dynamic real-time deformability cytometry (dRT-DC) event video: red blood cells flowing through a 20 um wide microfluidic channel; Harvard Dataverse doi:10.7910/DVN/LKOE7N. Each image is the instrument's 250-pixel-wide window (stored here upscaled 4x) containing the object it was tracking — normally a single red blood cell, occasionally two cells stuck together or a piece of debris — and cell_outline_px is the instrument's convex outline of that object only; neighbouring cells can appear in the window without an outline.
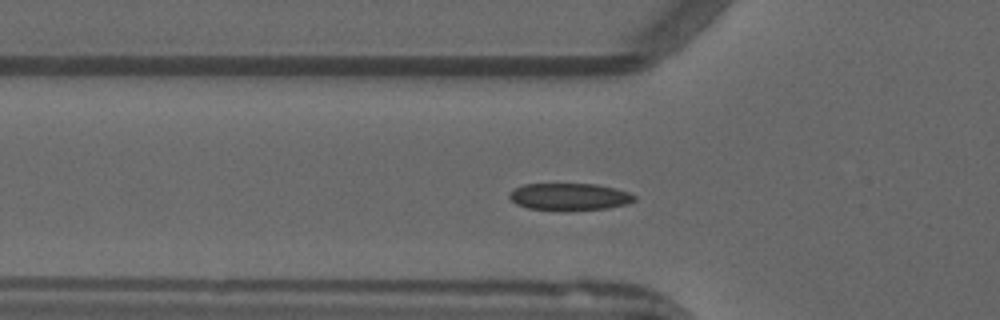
{"species": "common noctule bat (a hibernating species)", "species_latin": "Nyctalus noctula", "temperature_condition": "warm", "stored_images_in_passage": 50, "segment_of_instrument_passage": [1, 2], "camera_frame_rate_fps": 3000, "um_per_image_px": 0.085, "animal": {"sex": "male", "forearm_length_mm": 52.5}, "frame": {"image": 1, "passage_image": 14, "time_ms": 4.333, "image_size_px": [1000, 320], "cell_outline_px": [[636, 200], [628, 204], [608, 208], [564, 212], [528, 208], [516, 204], [508, 196], [508, 192], [524, 184], [596, 184], [616, 188], [628, 192], [636, 196]], "centroid_in_image_um": [48.41, 16.74], "position_along_channel_um": 77.4, "area_um2": 20.23}}
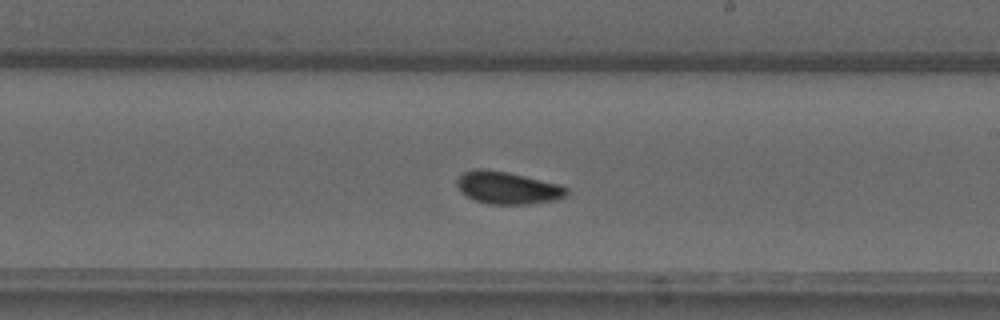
{"frame": {"image": 2, "passage_image": 27, "time_ms": 8.667, "image_size_px": [1000, 320], "cell_outline_px": [[568, 196], [552, 200], [528, 204], [488, 204], [476, 200], [460, 192], [456, 184], [456, 180], [464, 172], [476, 168], [484, 168], [508, 172], [560, 184], [568, 188]], "centroid_in_image_um": [43.14, 15.95], "position_along_channel_um": 245.9, "area_um2": 20.75}}
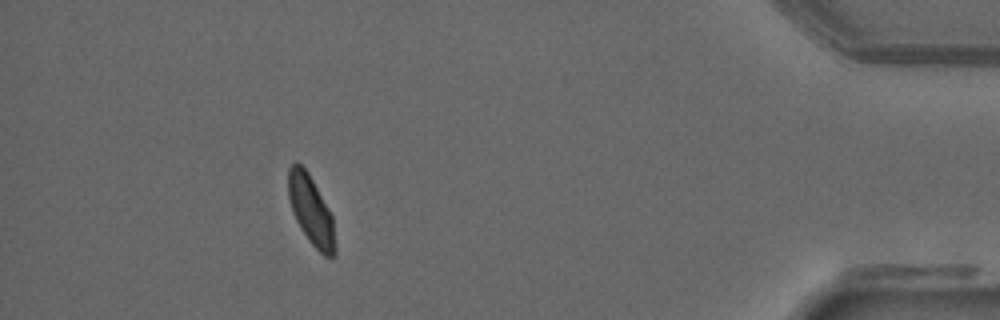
{"frame": {"image": 3, "passage_image": 44, "time_ms": 14.333, "image_size_px": [1000, 320], "cell_outline_px": [[336, 252], [332, 256], [324, 256], [308, 240], [296, 220], [292, 212], [288, 196], [288, 168], [296, 160], [308, 172], [328, 208], [332, 216], [336, 248]], "centroid_in_image_um": [26.42, 17.86], "position_along_channel_um": 408.8, "area_um2": 18.73}}